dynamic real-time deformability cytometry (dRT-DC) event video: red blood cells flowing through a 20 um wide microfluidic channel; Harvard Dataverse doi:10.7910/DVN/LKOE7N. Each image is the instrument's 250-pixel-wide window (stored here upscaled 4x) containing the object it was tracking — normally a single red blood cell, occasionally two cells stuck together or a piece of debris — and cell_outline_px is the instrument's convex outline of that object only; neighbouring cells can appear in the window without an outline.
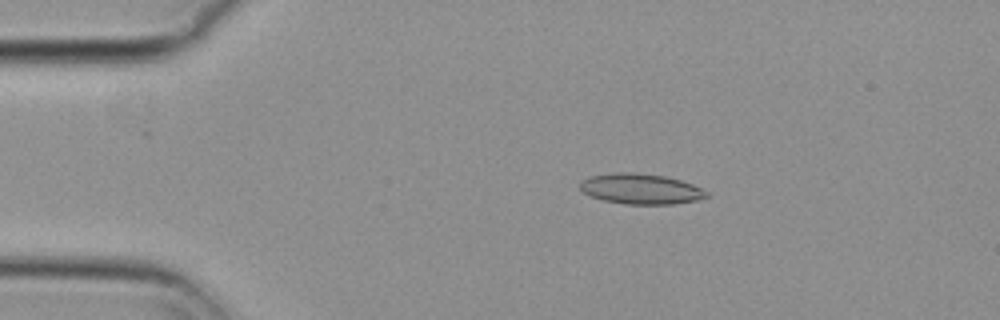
{"species": "common noctule bat (a hibernating species)", "species_latin": "Nyctalus noctula", "temperature_condition": "cold", "stored_images_in_passage": 48, "camera_frame_rate_fps": 3000, "um_per_image_px": 0.085, "animal": {"sex": "female", "body_mass_g": 29.2, "forearm_length_mm": 56.3}, "frame": {"image": 1, "passage_image": 3, "time_ms": 0.667, "image_size_px": [1000, 320], "cell_outline_px": [[712, 196], [696, 200], [672, 204], [624, 204], [604, 200], [588, 196], [580, 188], [580, 180], [592, 176], [616, 172], [632, 172], [664, 176], [680, 180], [692, 184], [708, 192]], "centroid_in_image_um": [54.46, 16.06], "position_along_channel_um": 30.5, "area_um2": 22.43}}
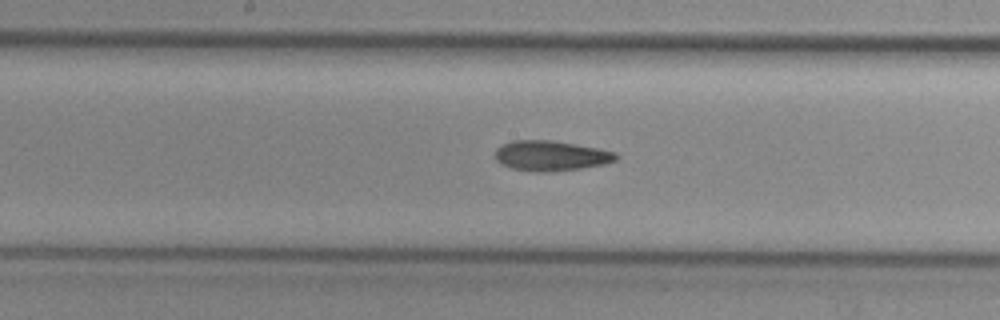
{"frame": {"image": 2, "passage_image": 21, "time_ms": 6.667, "image_size_px": [1000, 320], "cell_outline_px": [[620, 156], [616, 160], [604, 164], [580, 168], [548, 172], [536, 172], [512, 168], [500, 164], [496, 160], [496, 148], [512, 140], [552, 140], [576, 144], [616, 152]], "centroid_in_image_um": [46.83, 13.23], "position_along_channel_um": 201.4, "area_um2": 21.21}}
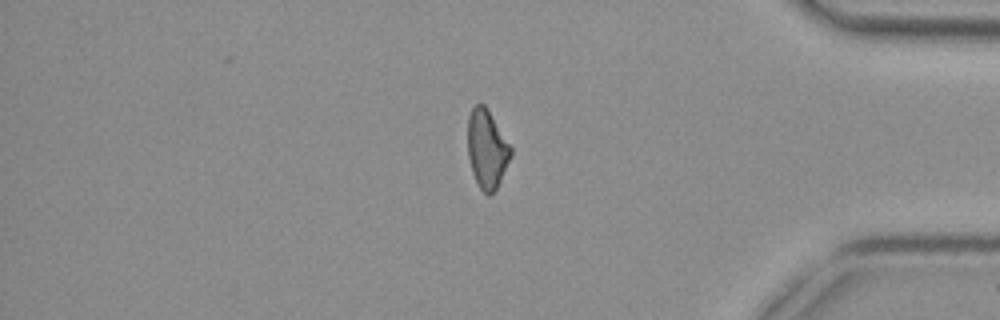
{"frame": {"image": 3, "passage_image": 39, "time_ms": 12.667, "image_size_px": [1000, 320], "cell_outline_px": [[512, 156], [496, 188], [488, 196], [480, 188], [472, 172], [468, 156], [468, 116], [472, 108], [476, 104], [484, 104], [488, 108], [512, 148]], "centroid_in_image_um": [41.39, 12.63], "position_along_channel_um": 393.8, "area_um2": 19.65}, "authors_computed_cell_mechanics": {"area_um2": 20.7213, "velocity_mm_per_s": 3.6999, "shape_relaxation_time_tau1_ms": null, "shape_relaxation_time_tau2_ms": 5.6777, "deformation_change_tau1": null, "deformation_change_tau2": 0.1355}}